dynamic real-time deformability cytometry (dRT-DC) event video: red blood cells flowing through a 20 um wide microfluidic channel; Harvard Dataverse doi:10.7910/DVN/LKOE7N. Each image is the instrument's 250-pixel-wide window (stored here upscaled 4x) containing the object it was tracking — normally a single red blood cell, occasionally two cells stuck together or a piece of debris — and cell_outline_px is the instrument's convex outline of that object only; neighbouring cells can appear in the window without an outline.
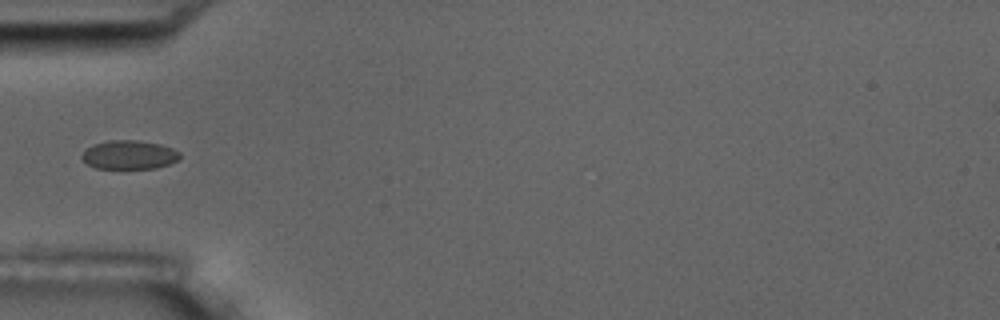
{"species": "common noctule bat (a hibernating species)", "species_latin": "Nyctalus noctula", "temperature_condition": "room temperature", "stored_images_in_passage": 5, "camera_frame_rate_fps": 3000, "um_per_image_px": 0.085, "animal": {"sex": "male", "body_mass_g": 17.5, "forearm_length_mm": 52.3}, "frame": {"image": 1, "passage_image": 4, "time_ms": 4.333, "image_size_px": [1000, 320], "cell_outline_px": [[180, 160], [156, 168], [96, 168], [88, 164], [80, 156], [92, 144], [108, 140], [136, 140], [160, 144], [172, 148], [180, 152]], "centroid_in_image_um": [11.0, 13.15], "position_along_channel_um": 74.0, "area_um2": 16.42}}